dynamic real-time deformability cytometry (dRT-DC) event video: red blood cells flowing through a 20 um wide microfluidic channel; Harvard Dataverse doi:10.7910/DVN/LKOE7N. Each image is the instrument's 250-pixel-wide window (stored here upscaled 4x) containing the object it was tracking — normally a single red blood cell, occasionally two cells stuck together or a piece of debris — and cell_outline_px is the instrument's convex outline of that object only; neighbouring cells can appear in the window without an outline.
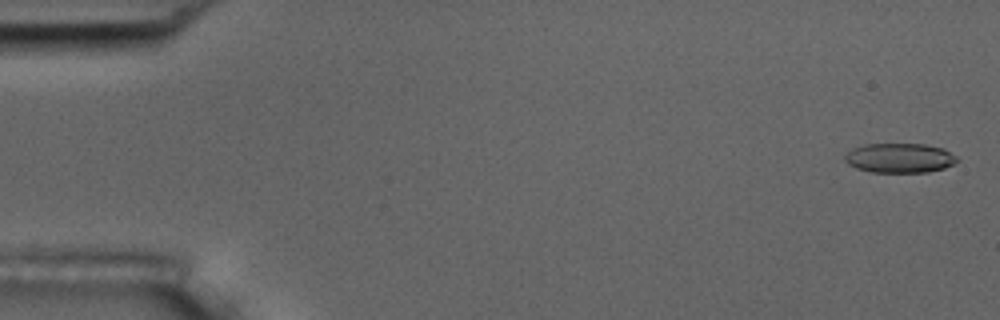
{"species": "common noctule bat (a hibernating species)", "species_latin": "Nyctalus noctula", "temperature_condition": "room temperature", "stored_images_in_passage": 5, "camera_frame_rate_fps": 3000, "um_per_image_px": 0.085, "animal": {"sex": "male", "body_mass_g": 17.5, "forearm_length_mm": 52.3}, "frame": {"image": 1, "passage_image": 1, "time_ms": 0.0, "image_size_px": [1000, 320], "cell_outline_px": [[960, 160], [944, 168], [928, 172], [872, 172], [856, 168], [848, 164], [844, 160], [844, 156], [852, 148], [864, 144], [924, 144], [944, 148], [956, 156]], "centroid_in_image_um": [76.47, 13.42], "position_along_channel_um": 8.5, "area_um2": 19.42}}
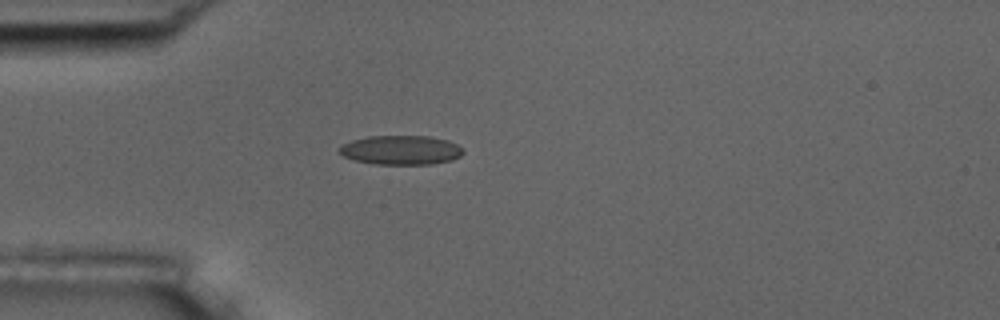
{"frame": {"image": 2, "passage_image": 5, "time_ms": 4.667, "image_size_px": [1000, 320], "cell_outline_px": [[464, 152], [460, 156], [452, 160], [432, 164], [376, 164], [356, 160], [344, 156], [336, 148], [340, 144], [352, 140], [368, 136], [428, 136], [448, 140], [464, 148]], "centroid_in_image_um": [34.08, 12.75], "position_along_channel_um": 50.9, "area_um2": 21.21}}